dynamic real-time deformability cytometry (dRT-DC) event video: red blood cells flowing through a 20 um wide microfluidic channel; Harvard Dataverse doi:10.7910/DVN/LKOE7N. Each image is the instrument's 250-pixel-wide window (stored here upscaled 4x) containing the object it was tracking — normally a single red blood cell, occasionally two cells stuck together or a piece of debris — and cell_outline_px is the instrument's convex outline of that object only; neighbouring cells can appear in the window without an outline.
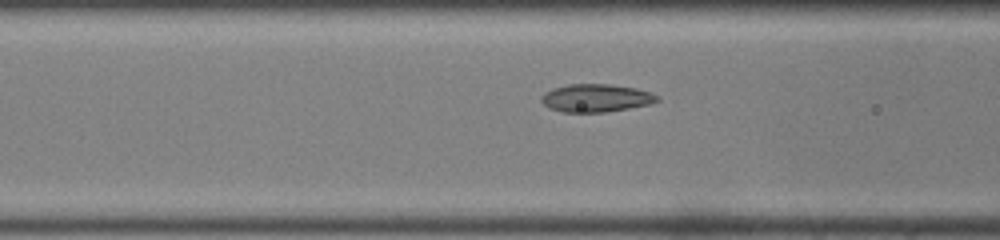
{"species": "common noctule bat (a hibernating species)", "species_latin": "Nyctalus noctula", "temperature_condition": "room temperature", "stored_images_in_passage": 12, "camera_frame_rate_fps": 3000, "um_per_image_px": 0.085, "animal": {"sex": "male", "body_mass_g": 19.0, "forearm_length_mm": 50.8}, "frame": {"image": 1, "passage_image": 7, "time_ms": 2.0, "image_size_px": [1000, 240], "cell_outline_px": [[660, 100], [648, 104], [628, 108], [604, 112], [564, 112], [548, 108], [540, 100], [540, 96], [544, 92], [552, 88], [568, 84], [608, 84], [636, 88], [648, 92], [656, 96]], "centroid_in_image_um": [50.58, 8.33], "position_along_channel_um": 116.0, "area_um2": 18.73}}
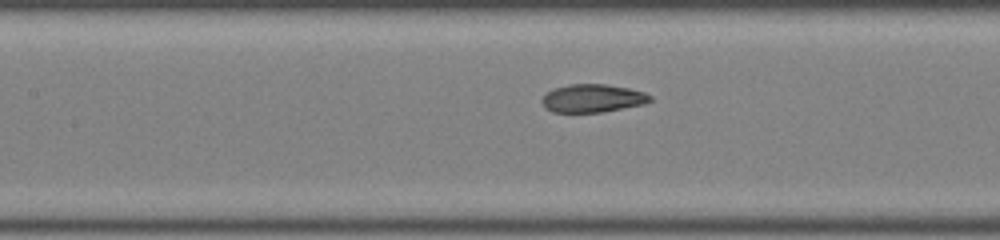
{"frame": {"image": 2, "passage_image": 10, "time_ms": 3.0, "image_size_px": [1000, 240], "cell_outline_px": [[652, 100], [644, 104], [600, 112], [552, 112], [544, 108], [540, 100], [548, 92], [556, 88], [568, 84], [604, 84], [628, 88], [644, 92], [652, 96]], "centroid_in_image_um": [50.36, 8.36], "position_along_channel_um": 157.0, "area_um2": 17.63}}